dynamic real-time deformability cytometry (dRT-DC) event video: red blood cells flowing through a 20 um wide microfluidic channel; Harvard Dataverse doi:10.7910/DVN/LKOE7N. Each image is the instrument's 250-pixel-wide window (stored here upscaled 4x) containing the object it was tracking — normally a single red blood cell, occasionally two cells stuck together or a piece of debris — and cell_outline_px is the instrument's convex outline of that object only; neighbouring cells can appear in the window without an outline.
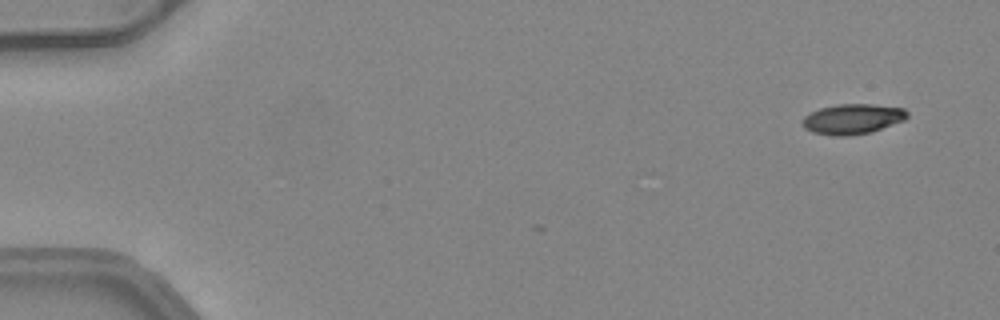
{"species": "common noctule bat (a hibernating species)", "species_latin": "Nyctalus noctula", "temperature_condition": "warm", "stored_images_in_passage": 6, "camera_frame_rate_fps": 3000, "um_per_image_px": 0.085, "animal": {"sex": "female", "body_mass_g": 24.6, "forearm_length_mm": 56.2}, "frame": {"image": 1, "passage_image": 2, "time_ms": 0.333, "image_size_px": [1000, 320], "cell_outline_px": [[908, 116], [904, 120], [872, 132], [848, 136], [832, 136], [812, 132], [804, 128], [800, 120], [804, 116], [820, 108], [840, 104], [872, 104], [904, 108], [908, 112]], "centroid_in_image_um": [72.45, 10.12], "position_along_channel_um": 12.5, "area_um2": 18.55}}